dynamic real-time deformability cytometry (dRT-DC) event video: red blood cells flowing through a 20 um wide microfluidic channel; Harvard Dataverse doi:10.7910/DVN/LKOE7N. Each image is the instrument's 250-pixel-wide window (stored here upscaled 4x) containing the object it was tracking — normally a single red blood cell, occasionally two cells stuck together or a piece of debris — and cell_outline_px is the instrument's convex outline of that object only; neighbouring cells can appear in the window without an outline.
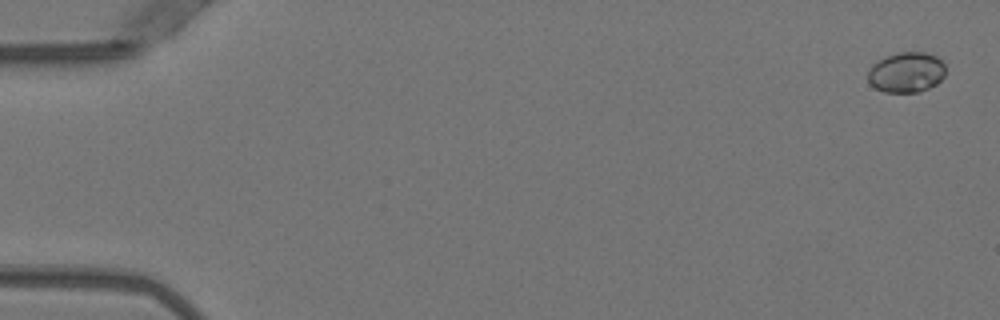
{"species": "Egyptian fruit bat (a non-hibernating species)", "species_latin": "Rousettus aegyptiacus", "temperature_condition": "warm", "stored_images_in_passage": 17, "camera_frame_rate_fps": 3000, "um_per_image_px": 0.085, "animal": {"sex": "female"}, "frame": {"image": 1, "passage_image": 2, "time_ms": 0.333, "image_size_px": [1000, 320], "cell_outline_px": [[944, 76], [936, 84], [928, 88], [916, 92], [884, 92], [868, 84], [868, 72], [872, 64], [888, 56], [900, 52], [924, 52], [936, 56], [944, 64]], "centroid_in_image_um": [77.02, 6.15], "position_along_channel_um": 8.0, "area_um2": 18.09}}
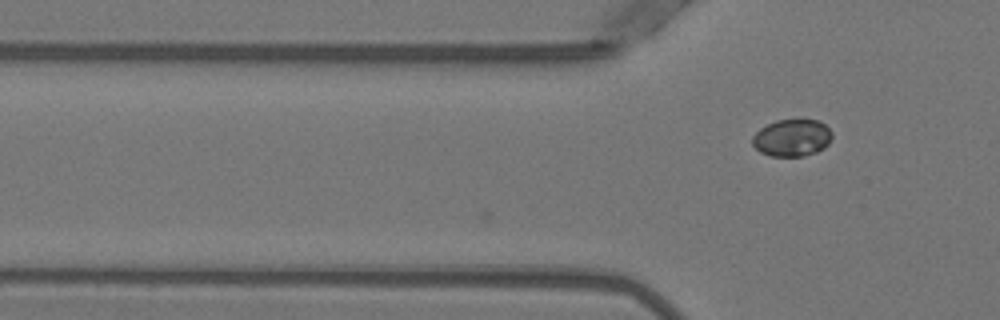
{"frame": {"image": 2, "passage_image": 17, "time_ms": 5.333, "image_size_px": [1000, 320], "cell_outline_px": [[832, 136], [828, 144], [824, 148], [816, 152], [804, 156], [772, 156], [760, 152], [752, 144], [752, 136], [760, 128], [776, 120], [816, 120], [824, 124], [832, 132]], "centroid_in_image_um": [67.31, 11.72], "position_along_channel_um": 58.5, "area_um2": 17.17}}